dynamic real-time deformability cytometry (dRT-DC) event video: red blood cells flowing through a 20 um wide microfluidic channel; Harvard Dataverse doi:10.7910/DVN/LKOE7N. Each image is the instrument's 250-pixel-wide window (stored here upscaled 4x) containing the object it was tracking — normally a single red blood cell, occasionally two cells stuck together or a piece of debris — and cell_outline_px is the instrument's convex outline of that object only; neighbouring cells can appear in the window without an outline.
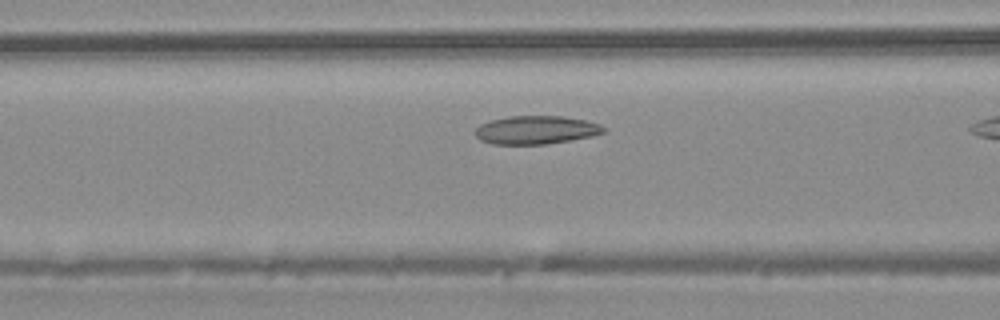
{"species": "common noctule bat (a hibernating species)", "species_latin": "Nyctalus noctula", "temperature_condition": "warm", "stored_images_in_passage": 11, "camera_frame_rate_fps": 3000, "um_per_image_px": 0.085, "animal": {"sex": "male", "body_mass_g": 20.4}, "frame": {"image": 1, "passage_image": 10, "time_ms": 3.0, "image_size_px": [1000, 320], "cell_outline_px": [[604, 132], [588, 136], [568, 140], [544, 144], [492, 144], [480, 140], [476, 136], [476, 128], [480, 124], [492, 120], [508, 116], [564, 116], [584, 120], [600, 124], [604, 128]], "centroid_in_image_um": [45.51, 11.04], "position_along_channel_um": 121.1, "area_um2": 20.87}}